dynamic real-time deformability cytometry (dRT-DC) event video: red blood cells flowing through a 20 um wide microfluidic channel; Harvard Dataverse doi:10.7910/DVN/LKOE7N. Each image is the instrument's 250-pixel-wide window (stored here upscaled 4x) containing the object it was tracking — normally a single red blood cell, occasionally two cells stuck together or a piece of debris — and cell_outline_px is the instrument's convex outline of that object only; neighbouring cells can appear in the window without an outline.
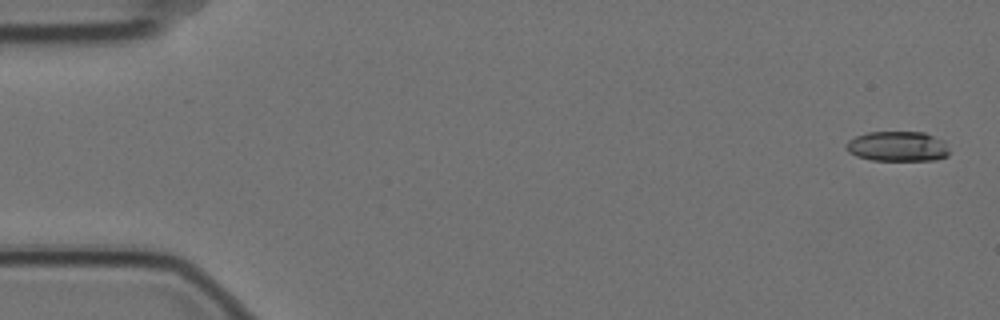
{"species": "Egyptian fruit bat (a non-hibernating species)", "species_latin": "Rousettus aegyptiacus", "temperature_condition": "cold", "stored_images_in_passage": 3, "camera_frame_rate_fps": 3000, "um_per_image_px": 0.085, "animal": {"sex": "female"}, "frame": {"image": 1, "passage_image": 1, "time_ms": 0.0, "image_size_px": [1000, 320], "cell_outline_px": [[948, 156], [936, 160], [872, 160], [856, 156], [848, 152], [844, 144], [848, 140], [856, 136], [868, 132], [924, 132], [944, 140], [948, 148]], "centroid_in_image_um": [76.29, 12.44], "position_along_channel_um": 8.7, "area_um2": 18.21}}